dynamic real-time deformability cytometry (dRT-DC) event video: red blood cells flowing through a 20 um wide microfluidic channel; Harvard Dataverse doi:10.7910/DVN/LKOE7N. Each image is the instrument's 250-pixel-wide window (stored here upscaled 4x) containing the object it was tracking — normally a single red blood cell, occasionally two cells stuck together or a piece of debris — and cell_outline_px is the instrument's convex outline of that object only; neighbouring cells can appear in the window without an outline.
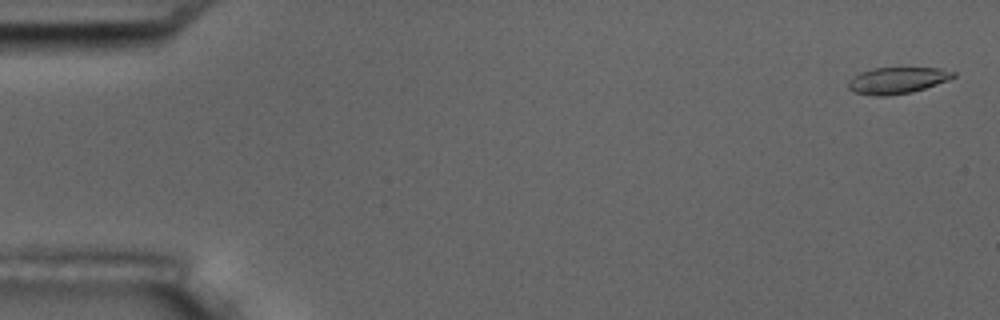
{"species": "common noctule bat (a hibernating species)", "species_latin": "Nyctalus noctula", "temperature_condition": "room temperature", "stored_images_in_passage": 8, "camera_frame_rate_fps": 3000, "um_per_image_px": 0.085, "animal": {"sex": "male", "body_mass_g": 17.5, "forearm_length_mm": 52.3}, "frame": {"image": 1, "passage_image": 1, "time_ms": 0.0, "image_size_px": [1000, 320], "cell_outline_px": [[956, 76], [948, 80], [912, 92], [884, 96], [876, 96], [856, 92], [848, 88], [848, 80], [860, 72], [872, 68], [940, 68], [956, 72]], "centroid_in_image_um": [76.27, 6.82], "position_along_channel_um": 8.7, "area_um2": 16.07}}
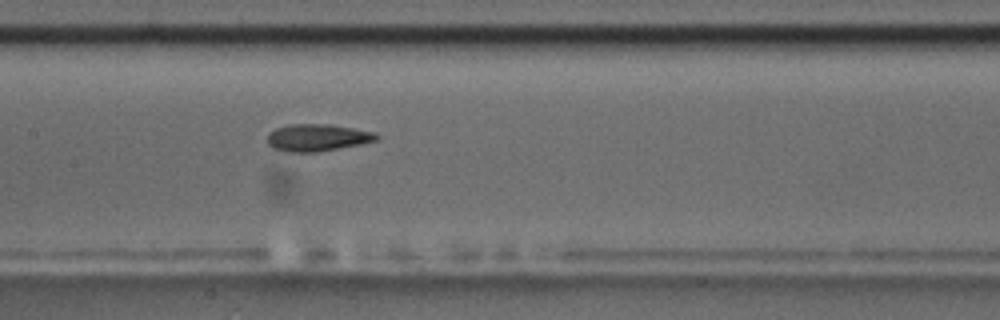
{"frame": {"image": 2, "passage_image": 8, "time_ms": 8.667, "image_size_px": [1000, 320], "cell_outline_px": [[380, 136], [376, 140], [360, 144], [316, 152], [288, 152], [272, 148], [268, 144], [268, 132], [276, 128], [288, 124], [332, 124], [376, 132]], "centroid_in_image_um": [26.96, 11.68], "position_along_channel_um": 180.4, "area_um2": 17.34}}